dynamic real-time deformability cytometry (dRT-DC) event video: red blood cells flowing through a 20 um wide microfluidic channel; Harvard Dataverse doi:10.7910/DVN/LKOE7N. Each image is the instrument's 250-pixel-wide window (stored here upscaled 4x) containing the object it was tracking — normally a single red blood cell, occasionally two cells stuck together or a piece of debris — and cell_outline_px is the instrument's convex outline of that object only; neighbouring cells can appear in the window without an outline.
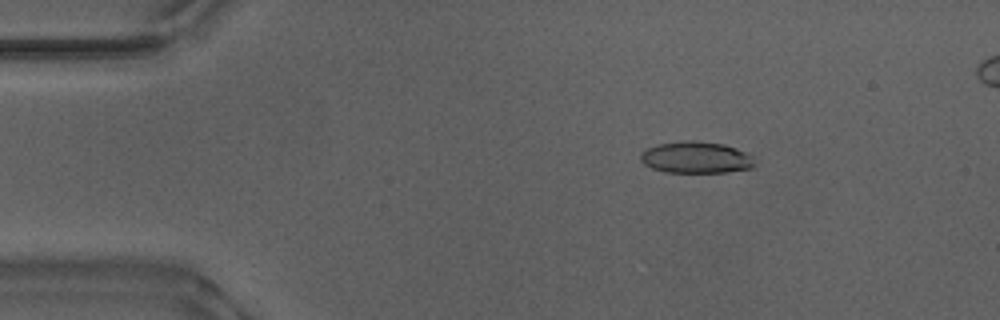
{"species": "Egyptian fruit bat (a non-hibernating species)", "species_latin": "Rousettus aegyptiacus", "temperature_condition": "warm", "stored_images_in_passage": 53, "camera_frame_rate_fps": 3000, "um_per_image_px": 0.085, "animal": {"sex": "male"}, "frame": {"image": 1, "passage_image": 9, "time_ms": 2.667, "image_size_px": [1000, 320], "cell_outline_px": [[756, 164], [752, 168], [728, 172], [664, 172], [652, 168], [644, 164], [640, 160], [640, 152], [644, 148], [660, 144], [688, 140], [724, 144], [736, 148], [752, 156]], "centroid_in_image_um": [59.14, 13.39], "position_along_channel_um": 25.9, "area_um2": 21.1}}
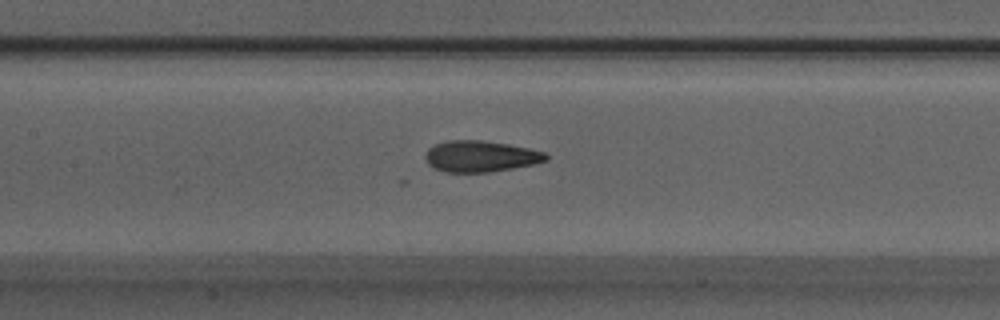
{"frame": {"image": 2, "passage_image": 25, "time_ms": 8.0, "image_size_px": [1000, 320], "cell_outline_px": [[548, 160], [536, 164], [488, 172], [444, 172], [432, 168], [428, 164], [424, 156], [428, 148], [436, 144], [452, 140], [484, 140], [508, 144], [528, 148], [544, 152], [548, 156]], "centroid_in_image_um": [40.84, 13.29], "position_along_channel_um": 166.6, "area_um2": 22.02}}
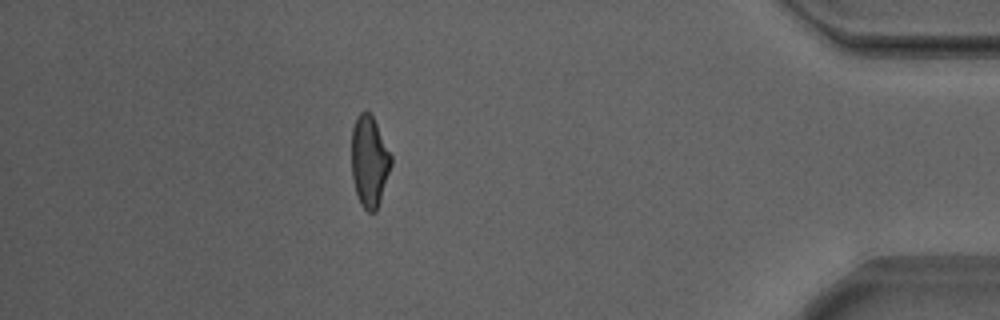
{"frame": {"image": 3, "passage_image": 47, "time_ms": 15.333, "image_size_px": [1000, 320], "cell_outline_px": [[392, 164], [376, 212], [368, 212], [360, 204], [356, 192], [352, 176], [352, 128], [356, 116], [364, 108], [372, 116], [392, 156]], "centroid_in_image_um": [31.39, 13.7], "position_along_channel_um": 403.8, "area_um2": 20.92}}